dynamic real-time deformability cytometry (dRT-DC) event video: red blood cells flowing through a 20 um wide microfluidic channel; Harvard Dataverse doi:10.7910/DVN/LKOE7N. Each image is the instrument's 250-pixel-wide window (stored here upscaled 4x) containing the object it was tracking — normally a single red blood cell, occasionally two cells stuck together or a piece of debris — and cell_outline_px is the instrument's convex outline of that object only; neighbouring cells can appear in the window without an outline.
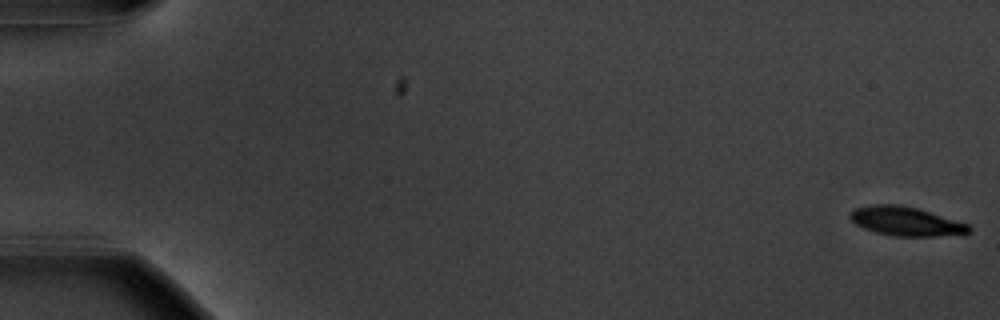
{"species": "common noctule bat (a hibernating species)", "species_latin": "Nyctalus noctula", "temperature_condition": "warm", "stored_images_in_passage": 57, "camera_frame_rate_fps": 3000, "um_per_image_px": 0.085, "animal": {"sex": "male", "body_mass_g": 20.1, "forearm_length_mm": 53.5}, "frame": {"image": 1, "passage_image": 1, "time_ms": 0.0, "image_size_px": [1000, 320], "cell_outline_px": [[972, 232], [964, 236], [892, 236], [876, 232], [864, 228], [856, 224], [848, 216], [856, 208], [872, 204], [900, 204], [920, 208], [968, 224], [972, 228]], "centroid_in_image_um": [77.1, 18.82], "position_along_channel_um": 7.9, "area_um2": 20.52}}
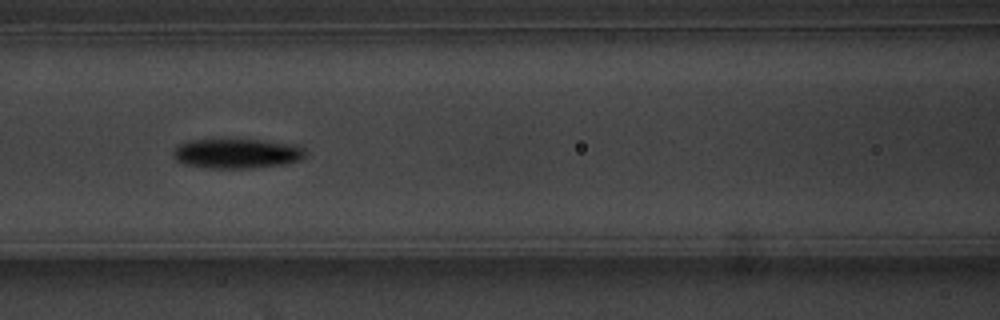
{"frame": {"image": 2, "passage_image": 26, "time_ms": 8.333, "image_size_px": [1000, 320], "cell_outline_px": [[308, 156], [300, 160], [288, 164], [252, 168], [208, 168], [184, 164], [176, 160], [172, 156], [172, 152], [180, 144], [188, 140], [256, 140], [296, 144], [304, 148], [308, 152]], "centroid_in_image_um": [20.19, 13.06], "position_along_channel_um": 146.4, "area_um2": 23.12}}
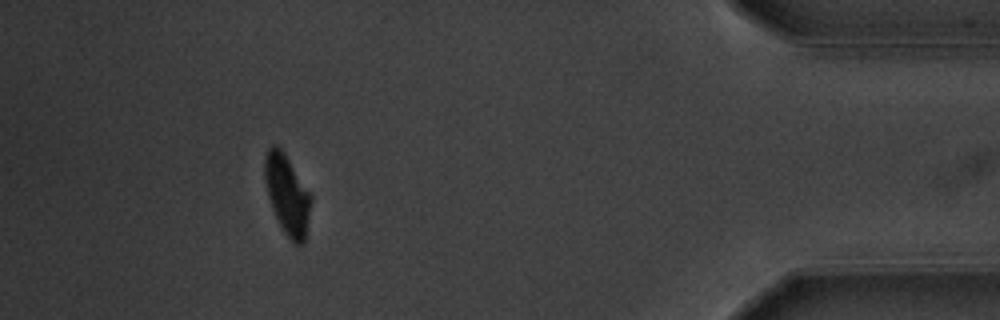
{"frame": {"image": 3, "passage_image": 52, "time_ms": 17.0, "image_size_px": [1000, 320], "cell_outline_px": [[312, 200], [304, 244], [292, 244], [284, 232], [272, 208], [268, 196], [264, 180], [264, 156], [268, 148], [272, 144], [276, 144], [284, 152], [312, 196]], "centroid_in_image_um": [24.4, 16.54], "position_along_channel_um": 410.8, "area_um2": 21.56}, "authors_computed_cell_mechanics": {"area_um2": 21.7906, "velocity_mm_per_s": 3.6341, "shape_relaxation_time_tau1_ms": 3.0024, "shape_relaxation_time_tau2_ms": 5.2805, "deformation_change_tau1": 0.1417, "deformation_change_tau2": 0.0823}}